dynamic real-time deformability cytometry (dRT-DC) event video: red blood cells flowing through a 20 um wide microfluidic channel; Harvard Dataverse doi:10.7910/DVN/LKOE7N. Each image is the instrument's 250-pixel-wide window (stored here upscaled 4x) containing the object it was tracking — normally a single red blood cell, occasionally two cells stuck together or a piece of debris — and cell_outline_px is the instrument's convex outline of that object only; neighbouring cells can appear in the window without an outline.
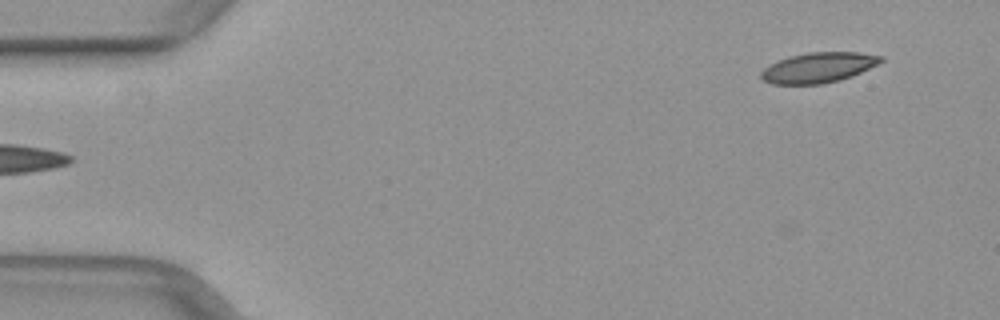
{"species": "common noctule bat (a hibernating species)", "species_latin": "Nyctalus noctula", "temperature_condition": "warm", "stored_images_in_passage": 24, "camera_frame_rate_fps": 3000, "um_per_image_px": 0.085, "animal": {"sex": "female", "body_mass_g": 29.2, "forearm_length_mm": 56.3}, "frame": {"image": 1, "passage_image": 1, "time_ms": 0.0, "image_size_px": [1000, 320], "cell_outline_px": [[884, 60], [852, 76], [840, 80], [820, 84], [772, 84], [764, 80], [760, 76], [760, 72], [768, 64], [776, 60], [788, 56], [808, 52], [860, 52], [884, 56]], "centroid_in_image_um": [69.53, 5.73], "position_along_channel_um": 15.5, "area_um2": 21.21}}